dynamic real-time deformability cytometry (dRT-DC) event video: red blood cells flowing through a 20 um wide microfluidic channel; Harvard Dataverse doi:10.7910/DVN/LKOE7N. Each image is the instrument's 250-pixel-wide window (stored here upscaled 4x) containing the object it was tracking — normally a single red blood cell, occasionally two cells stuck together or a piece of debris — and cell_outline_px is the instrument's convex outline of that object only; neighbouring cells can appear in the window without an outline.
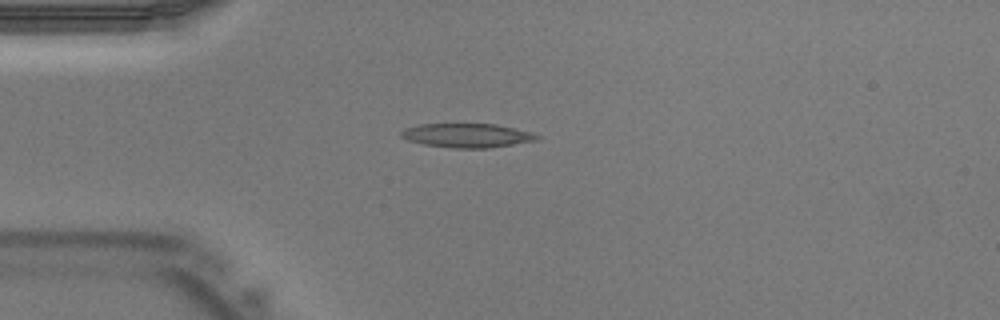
{"species": "Egyptian fruit bat (a non-hibernating species)", "species_latin": "Rousettus aegyptiacus", "temperature_condition": "warm", "stored_images_in_passage": 31, "camera_frame_rate_fps": 3000, "um_per_image_px": 0.085, "animal": {"sex": "male"}, "frame": {"image": 1, "passage_image": 1, "time_ms": 0.0, "image_size_px": [1000, 320], "cell_outline_px": [[540, 140], [488, 148], [452, 148], [424, 144], [408, 140], [400, 136], [400, 132], [404, 128], [420, 124], [496, 124], [516, 128], [532, 132], [540, 136]], "centroid_in_image_um": [39.73, 11.51], "position_along_channel_um": 45.3, "area_um2": 19.13}}
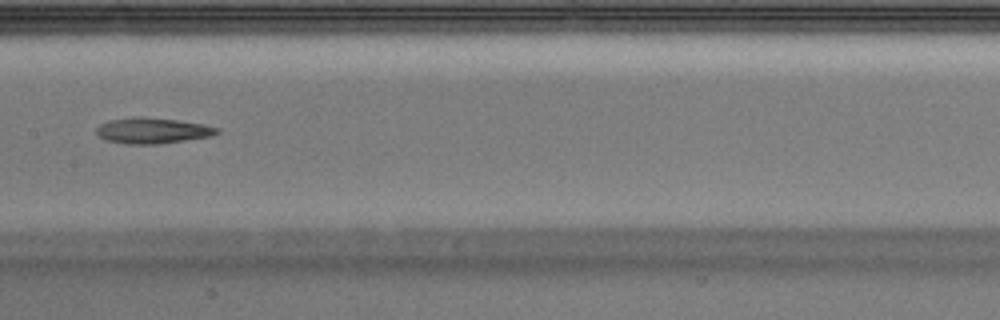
{"frame": {"image": 2, "passage_image": 11, "time_ms": 3.333, "image_size_px": [1000, 320], "cell_outline_px": [[220, 132], [212, 136], [156, 144], [128, 144], [108, 140], [100, 136], [96, 132], [96, 128], [100, 124], [108, 120], [144, 116], [176, 120], [200, 124], [220, 128]], "centroid_in_image_um": [12.96, 11.1], "position_along_channel_um": 194.4, "area_um2": 17.86}}
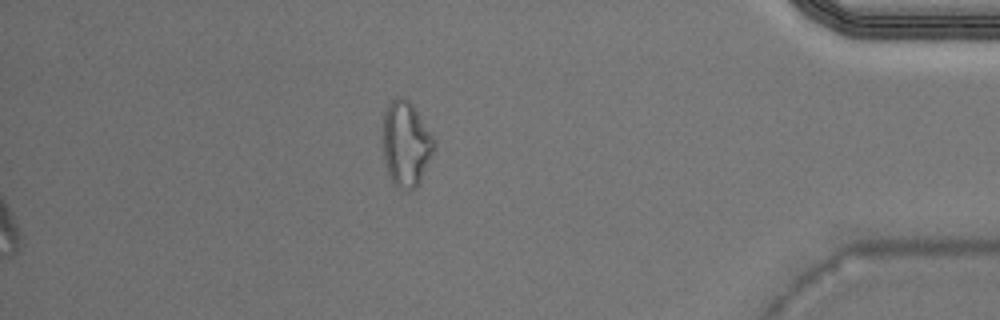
{"frame": {"image": 3, "passage_image": 26, "time_ms": 8.333, "image_size_px": [1000, 320], "cell_outline_px": [[436, 140], [432, 152], [420, 184], [416, 188], [400, 188], [388, 176], [384, 160], [384, 112], [388, 104], [392, 100], [400, 96], [408, 100], [412, 104]], "centroid_in_image_um": [34.52, 12.22], "position_along_channel_um": 400.7, "area_um2": 25.03}}